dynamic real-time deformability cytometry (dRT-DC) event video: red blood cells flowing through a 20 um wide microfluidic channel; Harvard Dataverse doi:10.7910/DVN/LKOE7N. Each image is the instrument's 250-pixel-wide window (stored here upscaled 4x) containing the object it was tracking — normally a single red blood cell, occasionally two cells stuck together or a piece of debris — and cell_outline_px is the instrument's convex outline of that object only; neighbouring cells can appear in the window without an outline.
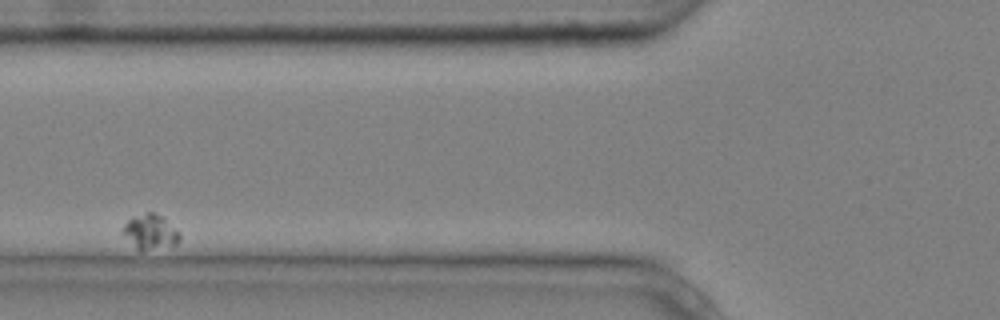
{"species": "common noctule bat (a hibernating species)", "species_latin": "Nyctalus noctula", "temperature_condition": "cold", "stored_images_in_passage": 5, "camera_frame_rate_fps": 3000, "um_per_image_px": 0.085, "animal": {"sex": "male", "body_mass_g": 20.4}, "frame": {"image": 1, "passage_image": 3, "time_ms": 0.667, "image_size_px": [1000, 320], "cell_outline_px": [[180, 240], [176, 244], [144, 248], [136, 248], [120, 232], [124, 224], [132, 216], [148, 212], [152, 212], [160, 216], [176, 228], [180, 232]], "centroid_in_image_um": [12.74, 19.65], "position_along_channel_um": 113.1, "area_um2": 11.1}}